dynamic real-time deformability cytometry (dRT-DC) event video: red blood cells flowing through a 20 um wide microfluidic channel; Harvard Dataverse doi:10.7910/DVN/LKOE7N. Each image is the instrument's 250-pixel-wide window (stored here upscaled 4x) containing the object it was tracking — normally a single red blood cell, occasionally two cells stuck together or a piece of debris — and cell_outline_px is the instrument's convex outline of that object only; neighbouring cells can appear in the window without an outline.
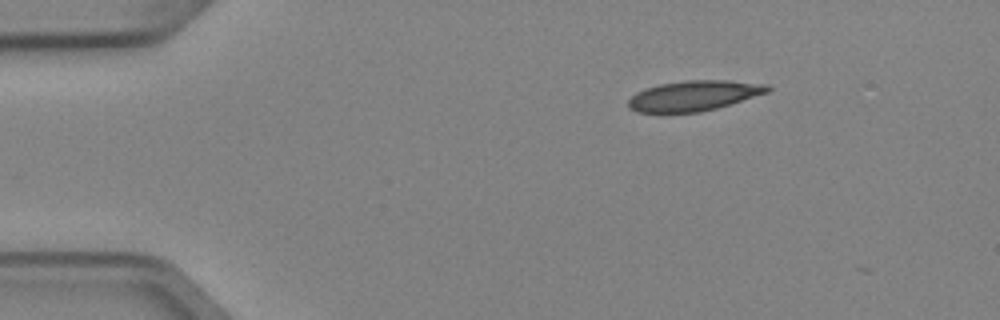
{"species": "Egyptian fruit bat (a non-hibernating species)", "species_latin": "Rousettus aegyptiacus", "temperature_condition": "cold", "stored_images_in_passage": 2, "camera_frame_rate_fps": 3000, "um_per_image_px": 0.085, "animal": {"sex": "female"}, "frame": {"image": 1, "passage_image": 1, "time_ms": 0.0, "image_size_px": [1000, 320], "cell_outline_px": [[772, 88], [768, 92], [716, 108], [700, 112], [636, 112], [628, 108], [628, 100], [636, 92], [660, 84], [684, 80], [728, 80], [768, 84]], "centroid_in_image_um": [58.98, 8.12], "position_along_channel_um": 26.0, "area_um2": 24.39}}